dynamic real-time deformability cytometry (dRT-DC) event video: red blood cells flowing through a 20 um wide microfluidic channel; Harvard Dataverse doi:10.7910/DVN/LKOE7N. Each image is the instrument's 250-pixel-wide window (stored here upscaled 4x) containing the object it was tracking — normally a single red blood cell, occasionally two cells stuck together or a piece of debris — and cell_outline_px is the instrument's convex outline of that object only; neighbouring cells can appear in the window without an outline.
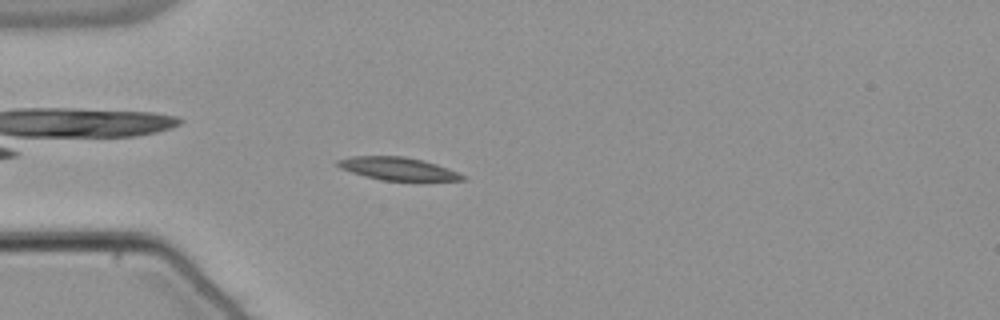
{"species": "common noctule bat (a hibernating species)", "species_latin": "Nyctalus noctula", "temperature_condition": "warm", "stored_images_in_passage": 46, "camera_frame_rate_fps": 3000, "um_per_image_px": 0.085, "animal": {"sex": "male", "body_mass_g": 21.5, "forearm_length_mm": 52.0}, "frame": {"image": 1, "passage_image": 7, "time_ms": 2.0, "image_size_px": [1000, 320], "cell_outline_px": [[468, 180], [380, 180], [364, 176], [340, 168], [336, 164], [336, 160], [352, 156], [404, 156], [424, 160], [448, 168], [468, 176]], "centroid_in_image_um": [33.83, 14.33], "position_along_channel_um": 51.2, "area_um2": 16.65}}
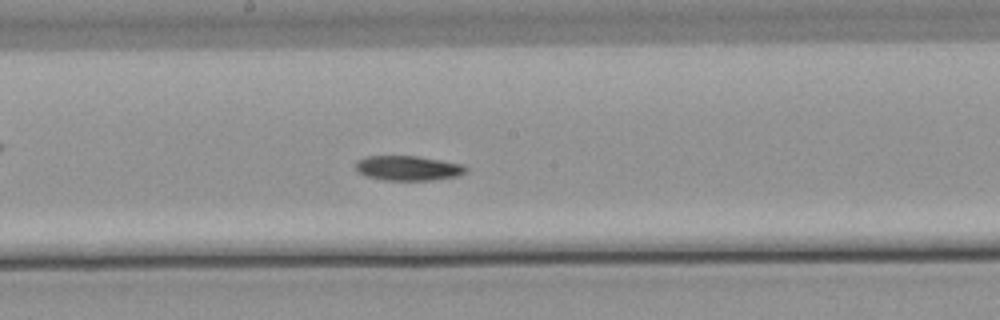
{"frame": {"image": 2, "passage_image": 21, "time_ms": 6.667, "image_size_px": [1000, 320], "cell_outline_px": [[468, 168], [464, 172], [456, 176], [432, 180], [380, 180], [364, 176], [356, 172], [356, 160], [364, 156], [416, 156], [464, 164]], "centroid_in_image_um": [34.62, 14.29], "position_along_channel_um": 213.6, "area_um2": 16.07}}
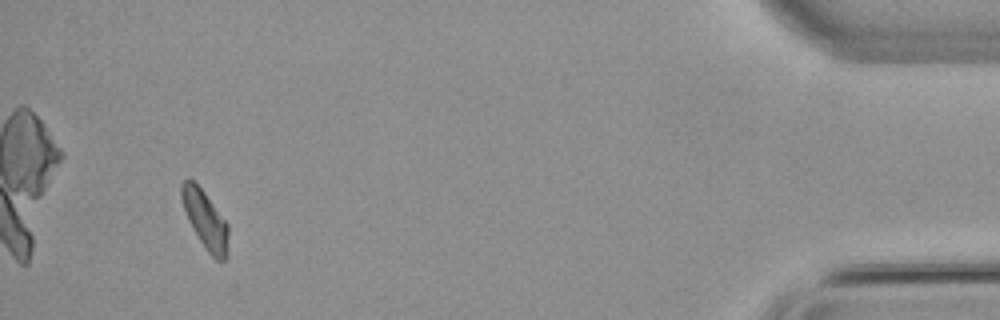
{"frame": {"image": 3, "passage_image": 43, "time_ms": 14.0, "image_size_px": [1000, 320], "cell_outline_px": [[228, 256], [224, 260], [216, 260], [208, 252], [192, 228], [188, 220], [180, 196], [180, 184], [184, 180], [192, 180], [204, 192], [228, 224]], "centroid_in_image_um": [17.45, 18.69], "position_along_channel_um": 417.8, "area_um2": 15.66}, "authors_computed_cell_mechanics": {"area_um2": 16.1262, "velocity_mm_per_s": 3.7644, "shape_relaxation_time_tau1_ms": 6.8343, "shape_relaxation_time_tau2_ms": null, "deformation_change_tau1": 0.1358, "deformation_change_tau2": null}}